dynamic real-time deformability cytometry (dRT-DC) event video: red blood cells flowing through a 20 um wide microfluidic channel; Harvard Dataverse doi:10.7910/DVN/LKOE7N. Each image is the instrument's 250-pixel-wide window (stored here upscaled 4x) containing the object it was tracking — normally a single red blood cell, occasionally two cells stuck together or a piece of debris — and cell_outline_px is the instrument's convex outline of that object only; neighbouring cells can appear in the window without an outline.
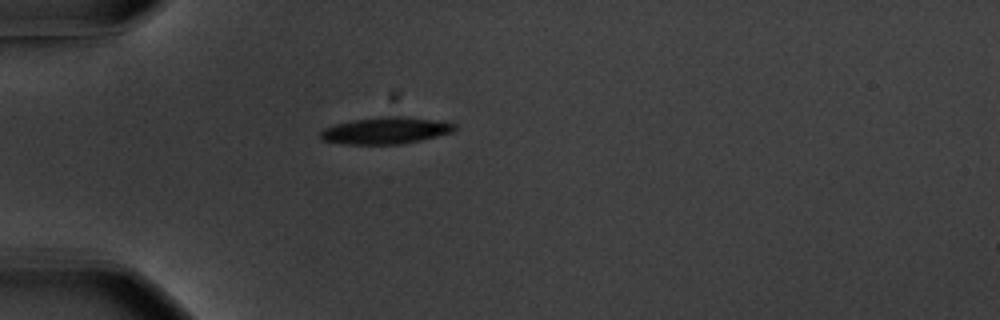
{"species": "common noctule bat (a hibernating species)", "species_latin": "Nyctalus noctula", "temperature_condition": "warm", "stored_images_in_passage": 41, "camera_frame_rate_fps": 3000, "um_per_image_px": 0.085, "animal": {"sex": "male", "body_mass_g": 20.1, "forearm_length_mm": 53.5}, "frame": {"image": 1, "passage_image": 2, "time_ms": 0.333, "image_size_px": [1000, 320], "cell_outline_px": [[456, 128], [452, 132], [420, 140], [400, 144], [344, 144], [324, 140], [320, 136], [320, 132], [324, 128], [336, 124], [352, 120], [380, 116], [404, 116], [444, 120], [456, 124]], "centroid_in_image_um": [32.83, 11.08], "position_along_channel_um": 52.2, "area_um2": 21.04}}
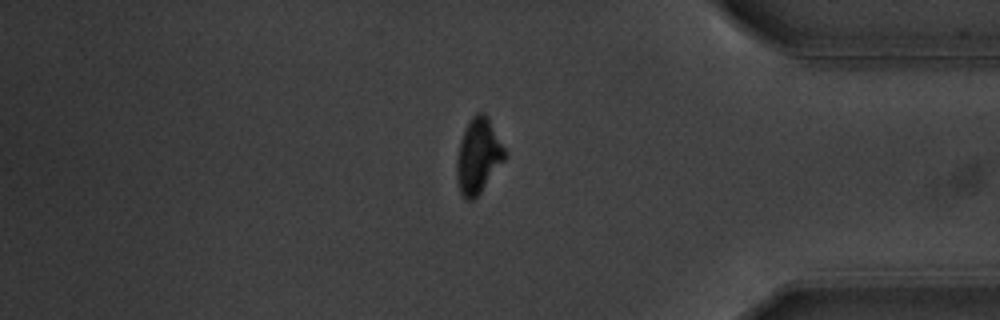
{"frame": {"image": 2, "passage_image": 33, "time_ms": 10.667, "image_size_px": [1000, 320], "cell_outline_px": [[508, 156], [480, 192], [472, 200], [468, 200], [460, 192], [456, 180], [456, 160], [460, 144], [464, 132], [472, 116], [476, 112], [484, 112], [488, 116], [508, 152]], "centroid_in_image_um": [40.68, 13.23], "position_along_channel_um": 394.5, "area_um2": 21.04}}
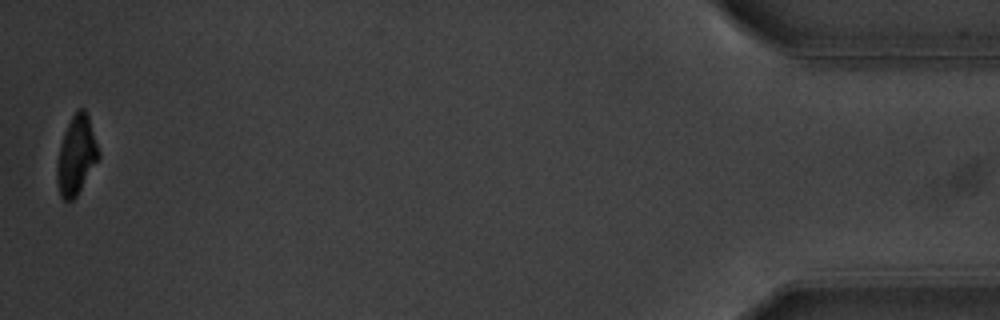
{"frame": {"image": 3, "passage_image": 41, "time_ms": 13.333, "image_size_px": [1000, 320], "cell_outline_px": [[100, 156], [76, 196], [72, 200], [64, 200], [60, 196], [56, 180], [56, 168], [60, 148], [64, 132], [72, 116], [80, 108], [84, 108], [88, 116], [100, 152]], "centroid_in_image_um": [6.48, 13.22], "position_along_channel_um": 428.7, "area_um2": 18.73}, "authors_computed_cell_mechanics": {"area_um2": 21.0392, "velocity_mm_per_s": 3.6409, "shape_relaxation_time_tau1_ms": 2.609, "shape_relaxation_time_tau2_ms": null, "deformation_change_tau1": 0.1368, "deformation_change_tau2": null}}